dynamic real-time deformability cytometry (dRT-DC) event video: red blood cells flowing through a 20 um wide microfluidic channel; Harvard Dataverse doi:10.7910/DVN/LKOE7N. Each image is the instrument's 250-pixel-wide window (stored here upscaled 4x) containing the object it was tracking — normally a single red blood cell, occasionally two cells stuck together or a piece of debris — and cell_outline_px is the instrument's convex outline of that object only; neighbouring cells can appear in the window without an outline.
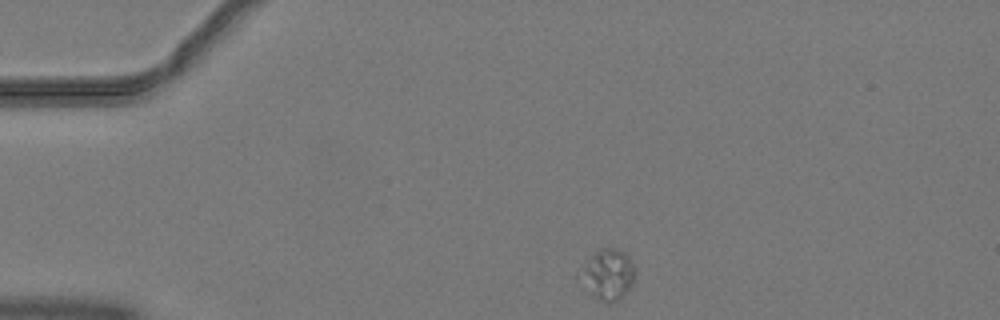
{"species": "common noctule bat (a hibernating species)", "species_latin": "Nyctalus noctula", "temperature_condition": "warm", "stored_images_in_passage": 42, "camera_frame_rate_fps": 3000, "um_per_image_px": 0.085, "animal": {"sex": "male", "body_mass_g": 19.2, "forearm_length_mm": 51.8}, "frame": {"image": 1, "passage_image": 1, "time_ms": 0.0, "image_size_px": [1000, 320], "cell_outline_px": [[636, 272], [632, 284], [612, 304], [600, 300], [592, 296], [584, 272], [584, 268], [592, 256], [600, 248], [616, 248], [624, 252], [632, 260]], "centroid_in_image_um": [51.8, 23.3], "position_along_channel_um": 33.2, "area_um2": 15.03}}
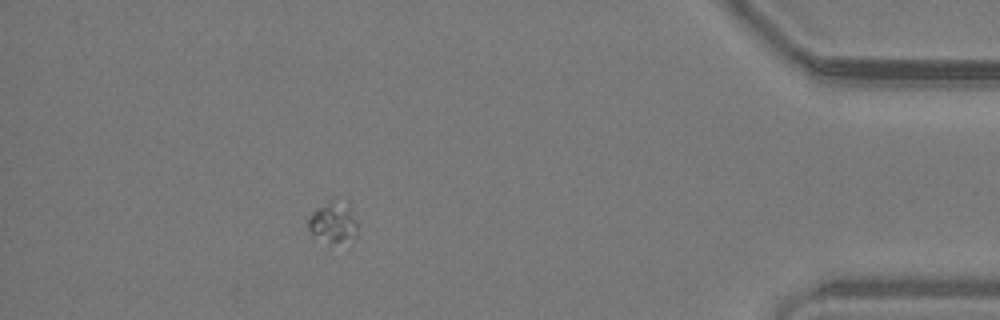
{"frame": {"image": 2, "passage_image": 37, "time_ms": 12.0, "image_size_px": [1000, 320], "cell_outline_px": [[356, 236], [340, 240], [328, 240], [312, 232], [308, 228], [308, 220], [312, 212], [316, 208], [332, 200], [348, 208], [356, 224]], "centroid_in_image_um": [28.26, 18.86], "position_along_channel_um": 406.9, "area_um2": 10.29}}